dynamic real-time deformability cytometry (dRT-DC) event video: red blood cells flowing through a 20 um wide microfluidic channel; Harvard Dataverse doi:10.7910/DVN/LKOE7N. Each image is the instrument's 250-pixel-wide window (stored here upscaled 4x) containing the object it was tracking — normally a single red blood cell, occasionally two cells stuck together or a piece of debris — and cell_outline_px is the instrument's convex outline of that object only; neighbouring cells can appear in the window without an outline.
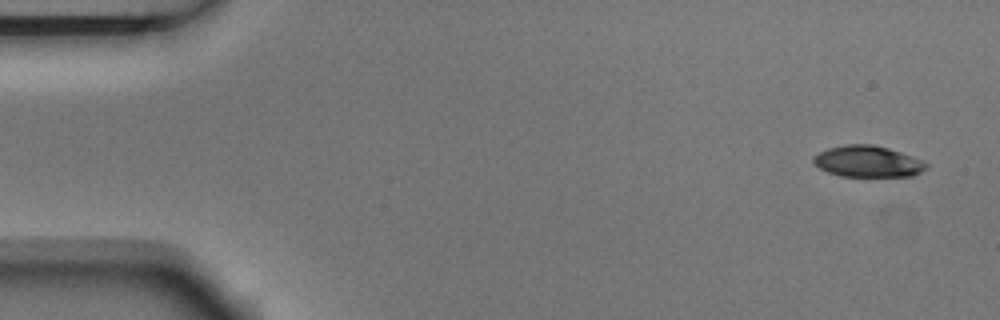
{"species": "Egyptian fruit bat (a non-hibernating species)", "species_latin": "Rousettus aegyptiacus", "temperature_condition": "room temperature", "stored_images_in_passage": 7, "camera_frame_rate_fps": 3000, "um_per_image_px": 0.085, "animal": {"sex": "male"}, "frame": {"image": 1, "passage_image": 1, "time_ms": 0.0, "image_size_px": [1000, 320], "cell_outline_px": [[928, 164], [920, 172], [912, 176], [840, 176], [828, 172], [820, 168], [812, 160], [812, 156], [828, 148], [848, 144], [872, 144], [888, 148], [912, 156]], "centroid_in_image_um": [73.73, 13.72], "position_along_channel_um": 11.3, "area_um2": 20.35}}
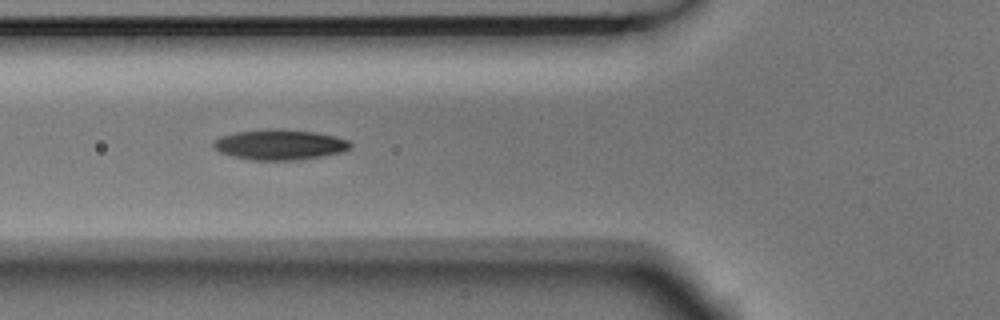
{"frame": {"image": 2, "passage_image": 6, "time_ms": 1.667, "image_size_px": [1000, 320], "cell_outline_px": [[352, 148], [344, 152], [324, 156], [296, 160], [252, 160], [232, 156], [220, 152], [212, 144], [220, 136], [236, 132], [268, 128], [280, 128], [312, 132], [332, 136], [348, 140], [352, 144]], "centroid_in_image_um": [23.8, 12.29], "position_along_channel_um": 102.0, "area_um2": 24.28}}
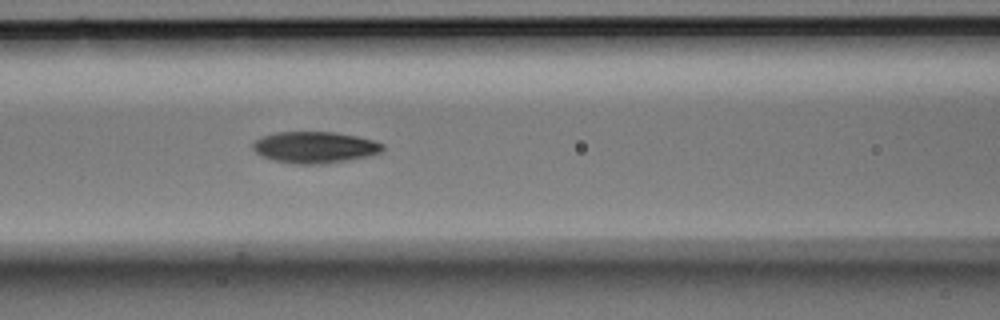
{"frame": {"image": 3, "passage_image": 7, "time_ms": 2.0, "image_size_px": [1000, 320], "cell_outline_px": [[384, 148], [380, 152], [368, 156], [348, 160], [324, 164], [296, 164], [272, 160], [260, 156], [252, 148], [252, 144], [256, 140], [264, 136], [280, 132], [332, 132], [356, 136], [372, 140], [384, 144]], "centroid_in_image_um": [26.75, 12.53], "position_along_channel_um": 139.9, "area_um2": 23.7}}